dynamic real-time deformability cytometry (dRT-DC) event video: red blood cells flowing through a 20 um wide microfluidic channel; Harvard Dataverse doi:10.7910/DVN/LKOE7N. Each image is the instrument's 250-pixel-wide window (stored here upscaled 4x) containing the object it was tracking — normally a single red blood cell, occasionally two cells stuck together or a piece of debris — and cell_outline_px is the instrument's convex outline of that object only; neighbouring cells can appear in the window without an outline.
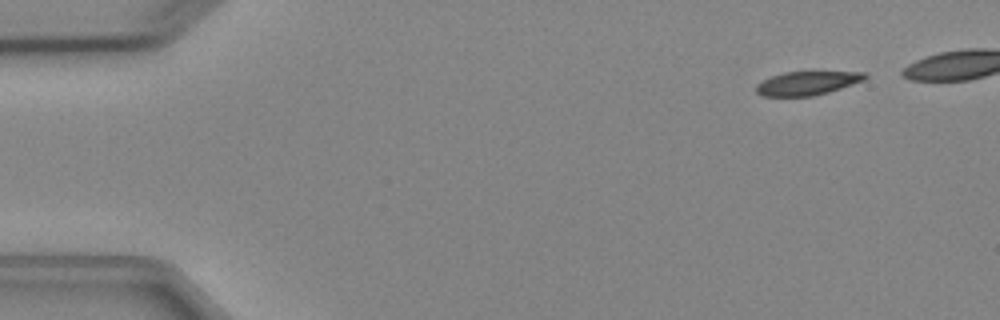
{"species": "Egyptian fruit bat (a non-hibernating species)", "species_latin": "Rousettus aegyptiacus", "temperature_condition": "cold", "stored_images_in_passage": 5, "camera_frame_rate_fps": 3000, "um_per_image_px": 0.085, "animal": {"sex": "female"}, "frame": {"image": 1, "passage_image": 1, "time_ms": 0.0, "image_size_px": [1000, 320], "cell_outline_px": [[868, 76], [864, 80], [828, 92], [812, 96], [760, 96], [756, 92], [756, 84], [772, 76], [784, 72], [812, 68], [868, 72]], "centroid_in_image_um": [68.69, 6.99], "position_along_channel_um": 16.3, "area_um2": 16.13}}